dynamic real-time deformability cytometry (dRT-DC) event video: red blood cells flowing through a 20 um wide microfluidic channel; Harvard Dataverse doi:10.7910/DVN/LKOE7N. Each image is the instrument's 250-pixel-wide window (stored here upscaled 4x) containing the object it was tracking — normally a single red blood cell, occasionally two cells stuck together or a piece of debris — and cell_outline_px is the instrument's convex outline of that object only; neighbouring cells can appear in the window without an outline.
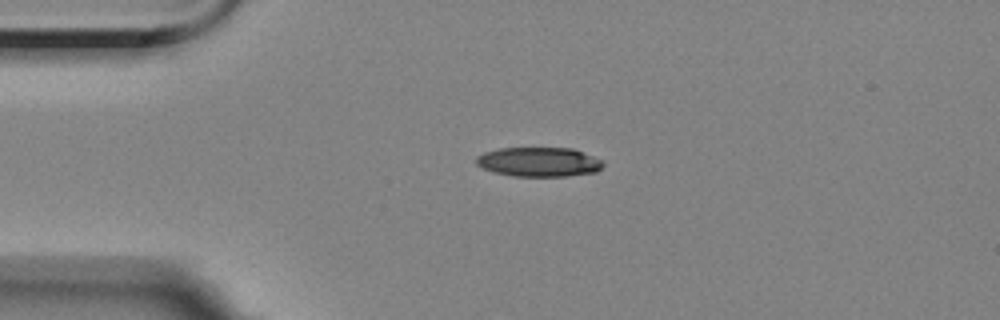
{"species": "Egyptian fruit bat (a non-hibernating species)", "species_latin": "Rousettus aegyptiacus", "temperature_condition": "room temperature", "stored_images_in_passage": 3, "camera_frame_rate_fps": 3000, "um_per_image_px": 0.085, "animal": {"sex": "female"}, "frame": {"image": 1, "passage_image": 2, "time_ms": 1.333, "image_size_px": [1000, 320], "cell_outline_px": [[604, 164], [596, 172], [568, 176], [512, 176], [492, 172], [476, 164], [476, 156], [484, 152], [500, 148], [572, 148], [604, 160]], "centroid_in_image_um": [45.81, 13.76], "position_along_channel_um": 39.2, "area_um2": 21.85}}